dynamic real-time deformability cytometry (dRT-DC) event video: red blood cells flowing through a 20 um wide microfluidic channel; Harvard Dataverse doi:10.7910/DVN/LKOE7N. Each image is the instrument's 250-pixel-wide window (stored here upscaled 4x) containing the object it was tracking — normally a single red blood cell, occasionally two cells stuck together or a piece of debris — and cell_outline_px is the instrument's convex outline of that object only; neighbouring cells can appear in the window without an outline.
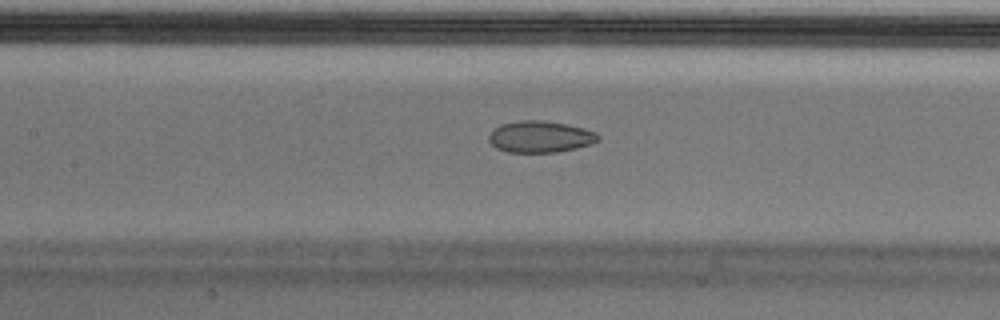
{"species": "Egyptian fruit bat (a non-hibernating species)", "species_latin": "Rousettus aegyptiacus", "temperature_condition": "cold", "stored_images_in_passage": 54, "segment_of_instrument_passage": [1, 2], "camera_frame_rate_fps": 3000, "um_per_image_px": 0.085, "animal": {"sex": "male"}, "frame": {"image": 1, "passage_image": 24, "time_ms": 7.667, "image_size_px": [1000, 320], "cell_outline_px": [[600, 136], [592, 144], [560, 152], [508, 152], [496, 148], [488, 140], [488, 136], [492, 128], [500, 124], [520, 120], [544, 120], [584, 128], [596, 132]], "centroid_in_image_um": [45.88, 11.62], "position_along_channel_um": 161.5, "area_um2": 20.23}}